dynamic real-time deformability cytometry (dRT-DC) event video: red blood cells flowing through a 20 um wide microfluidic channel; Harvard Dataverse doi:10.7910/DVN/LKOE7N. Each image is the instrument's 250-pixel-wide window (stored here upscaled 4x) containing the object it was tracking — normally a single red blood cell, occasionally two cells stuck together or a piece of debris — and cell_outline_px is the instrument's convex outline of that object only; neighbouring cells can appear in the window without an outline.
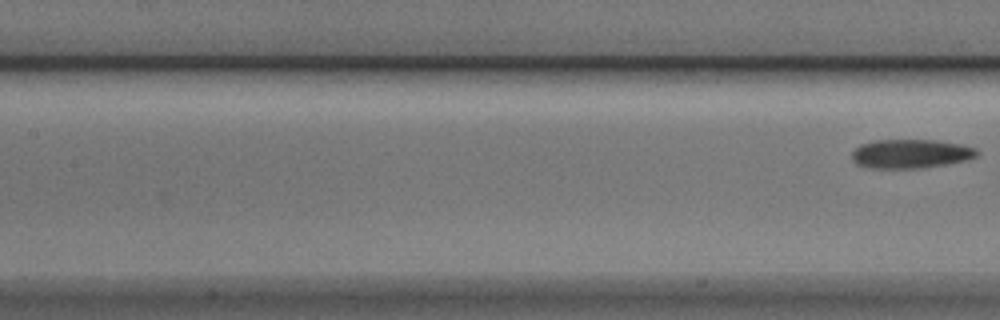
{"species": "Egyptian fruit bat (a non-hibernating species)", "species_latin": "Rousettus aegyptiacus", "temperature_condition": "cold", "stored_images_in_passage": 8, "segment_of_instrument_passage": [2, 2], "camera_frame_rate_fps": 3000, "um_per_image_px": 0.085, "animal": {"sex": "male"}, "frame": {"image": 1, "passage_image": 8, "time_ms": 2.333, "image_size_px": [1000, 320], "cell_outline_px": [[980, 152], [976, 156], [964, 160], [924, 168], [868, 168], [856, 164], [852, 160], [852, 152], [860, 144], [876, 140], [936, 140], [960, 144], [976, 148]], "centroid_in_image_um": [77.38, 13.07], "position_along_channel_um": 130.0, "area_um2": 21.1}}